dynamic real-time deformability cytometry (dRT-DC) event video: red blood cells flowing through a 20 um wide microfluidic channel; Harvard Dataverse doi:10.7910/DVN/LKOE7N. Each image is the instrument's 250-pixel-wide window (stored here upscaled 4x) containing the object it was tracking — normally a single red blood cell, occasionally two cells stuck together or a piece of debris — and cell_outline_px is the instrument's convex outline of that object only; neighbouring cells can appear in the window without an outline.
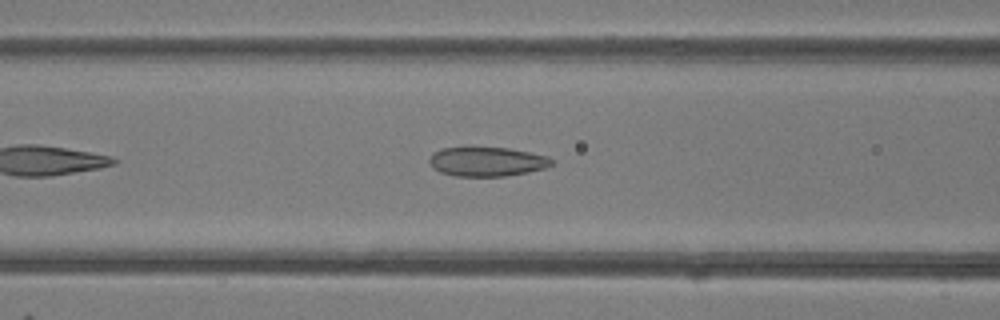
{"species": "common noctule bat (a hibernating species)", "species_latin": "Nyctalus noctula", "temperature_condition": "room temperature", "stored_images_in_passage": 30, "camera_frame_rate_fps": 3000, "um_per_image_px": 0.085, "animal": {"sex": "female"}, "frame": {"image": 1, "passage_image": 8, "time_ms": 2.333, "image_size_px": [1000, 320], "cell_outline_px": [[556, 164], [544, 168], [528, 172], [504, 176], [456, 176], [440, 172], [432, 168], [428, 160], [432, 152], [440, 148], [468, 144], [508, 148], [548, 156], [556, 160]], "centroid_in_image_um": [41.35, 13.68], "position_along_channel_um": 125.3, "area_um2": 21.96}}
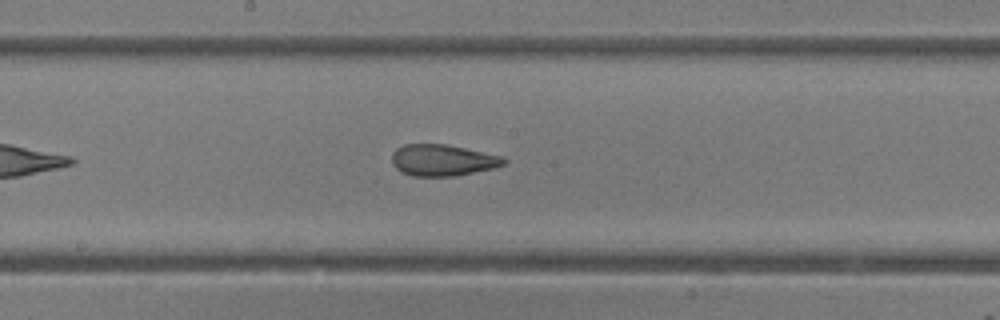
{"frame": {"image": 2, "passage_image": 14, "time_ms": 4.333, "image_size_px": [1000, 320], "cell_outline_px": [[508, 160], [504, 164], [492, 168], [456, 176], [412, 176], [400, 172], [392, 164], [392, 152], [396, 148], [404, 144], [444, 144], [504, 156]], "centroid_in_image_um": [37.6, 13.62], "position_along_channel_um": 210.6, "area_um2": 20.58}}
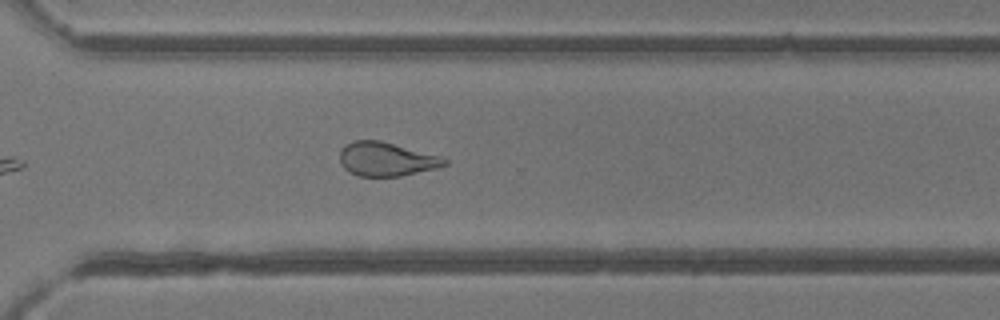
{"frame": {"image": 3, "passage_image": 23, "time_ms": 7.333, "image_size_px": [1000, 320], "cell_outline_px": [[448, 164], [436, 168], [400, 176], [360, 176], [348, 172], [344, 168], [340, 160], [340, 152], [352, 140], [380, 140], [440, 156], [448, 160]], "centroid_in_image_um": [32.84, 13.53], "position_along_channel_um": 337.8, "area_um2": 20.46}, "authors_computed_cell_mechanics": {"area_um2": 21.3571, "velocity_mm_per_s": 4.2542, "shape_relaxation_time_tau1_ms": 8.0904, "shape_relaxation_time_tau2_ms": 1.4903, "deformation_change_tau1": 0.1922, "deformation_change_tau2": 0.0898}}